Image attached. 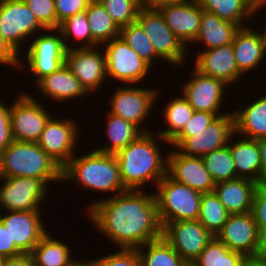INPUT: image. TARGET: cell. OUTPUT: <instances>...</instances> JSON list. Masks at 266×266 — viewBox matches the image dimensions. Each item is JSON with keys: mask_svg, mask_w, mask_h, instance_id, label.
Wrapping results in <instances>:
<instances>
[{"mask_svg": "<svg viewBox=\"0 0 266 266\" xmlns=\"http://www.w3.org/2000/svg\"><path fill=\"white\" fill-rule=\"evenodd\" d=\"M240 29L238 24L220 19L214 13L203 10L200 31L193 43L200 44L201 49L209 50L232 43L235 34Z\"/></svg>", "mask_w": 266, "mask_h": 266, "instance_id": "cell-28", "label": "cell"}, {"mask_svg": "<svg viewBox=\"0 0 266 266\" xmlns=\"http://www.w3.org/2000/svg\"><path fill=\"white\" fill-rule=\"evenodd\" d=\"M0 266H3V258L0 257Z\"/></svg>", "mask_w": 266, "mask_h": 266, "instance_id": "cell-59", "label": "cell"}, {"mask_svg": "<svg viewBox=\"0 0 266 266\" xmlns=\"http://www.w3.org/2000/svg\"><path fill=\"white\" fill-rule=\"evenodd\" d=\"M59 30L62 33L66 49L75 48V44L76 48L99 46L92 38L86 11L67 18L60 24Z\"/></svg>", "mask_w": 266, "mask_h": 266, "instance_id": "cell-35", "label": "cell"}, {"mask_svg": "<svg viewBox=\"0 0 266 266\" xmlns=\"http://www.w3.org/2000/svg\"><path fill=\"white\" fill-rule=\"evenodd\" d=\"M251 214L257 225H266V183L259 184L255 191Z\"/></svg>", "mask_w": 266, "mask_h": 266, "instance_id": "cell-46", "label": "cell"}, {"mask_svg": "<svg viewBox=\"0 0 266 266\" xmlns=\"http://www.w3.org/2000/svg\"><path fill=\"white\" fill-rule=\"evenodd\" d=\"M240 266H266V259L258 256H246Z\"/></svg>", "mask_w": 266, "mask_h": 266, "instance_id": "cell-53", "label": "cell"}, {"mask_svg": "<svg viewBox=\"0 0 266 266\" xmlns=\"http://www.w3.org/2000/svg\"><path fill=\"white\" fill-rule=\"evenodd\" d=\"M175 36L188 48L200 31L203 9L196 0L163 5L158 8Z\"/></svg>", "mask_w": 266, "mask_h": 266, "instance_id": "cell-21", "label": "cell"}, {"mask_svg": "<svg viewBox=\"0 0 266 266\" xmlns=\"http://www.w3.org/2000/svg\"><path fill=\"white\" fill-rule=\"evenodd\" d=\"M194 111L182 94L172 98L162 111L163 121L167 125L166 129L157 131V134L170 142L183 129L186 122L193 116Z\"/></svg>", "mask_w": 266, "mask_h": 266, "instance_id": "cell-32", "label": "cell"}, {"mask_svg": "<svg viewBox=\"0 0 266 266\" xmlns=\"http://www.w3.org/2000/svg\"><path fill=\"white\" fill-rule=\"evenodd\" d=\"M45 29H57L55 0H23Z\"/></svg>", "mask_w": 266, "mask_h": 266, "instance_id": "cell-41", "label": "cell"}, {"mask_svg": "<svg viewBox=\"0 0 266 266\" xmlns=\"http://www.w3.org/2000/svg\"><path fill=\"white\" fill-rule=\"evenodd\" d=\"M1 177H35L49 188L62 182V168L37 143L13 141L3 150Z\"/></svg>", "mask_w": 266, "mask_h": 266, "instance_id": "cell-4", "label": "cell"}, {"mask_svg": "<svg viewBox=\"0 0 266 266\" xmlns=\"http://www.w3.org/2000/svg\"><path fill=\"white\" fill-rule=\"evenodd\" d=\"M163 228L170 222L197 220L202 193L173 180L166 174L154 192Z\"/></svg>", "mask_w": 266, "mask_h": 266, "instance_id": "cell-5", "label": "cell"}, {"mask_svg": "<svg viewBox=\"0 0 266 266\" xmlns=\"http://www.w3.org/2000/svg\"><path fill=\"white\" fill-rule=\"evenodd\" d=\"M50 234L48 231L30 253L34 266H73L78 260L72 258L69 244Z\"/></svg>", "mask_w": 266, "mask_h": 266, "instance_id": "cell-29", "label": "cell"}, {"mask_svg": "<svg viewBox=\"0 0 266 266\" xmlns=\"http://www.w3.org/2000/svg\"><path fill=\"white\" fill-rule=\"evenodd\" d=\"M189 0H139L141 8L158 9L160 6L168 4H177L187 2Z\"/></svg>", "mask_w": 266, "mask_h": 266, "instance_id": "cell-51", "label": "cell"}, {"mask_svg": "<svg viewBox=\"0 0 266 266\" xmlns=\"http://www.w3.org/2000/svg\"><path fill=\"white\" fill-rule=\"evenodd\" d=\"M101 4L120 29L135 23L141 10L139 0H102Z\"/></svg>", "mask_w": 266, "mask_h": 266, "instance_id": "cell-40", "label": "cell"}, {"mask_svg": "<svg viewBox=\"0 0 266 266\" xmlns=\"http://www.w3.org/2000/svg\"><path fill=\"white\" fill-rule=\"evenodd\" d=\"M33 96L21 92L11 103L10 123L14 141L37 143L46 123L53 116L50 109Z\"/></svg>", "mask_w": 266, "mask_h": 266, "instance_id": "cell-11", "label": "cell"}, {"mask_svg": "<svg viewBox=\"0 0 266 266\" xmlns=\"http://www.w3.org/2000/svg\"><path fill=\"white\" fill-rule=\"evenodd\" d=\"M190 73L192 77L186 82L183 80L180 91L191 107L195 111L214 113L217 117L229 113L222 112V102L225 103L224 95L228 85L220 79L200 73L195 68Z\"/></svg>", "mask_w": 266, "mask_h": 266, "instance_id": "cell-16", "label": "cell"}, {"mask_svg": "<svg viewBox=\"0 0 266 266\" xmlns=\"http://www.w3.org/2000/svg\"><path fill=\"white\" fill-rule=\"evenodd\" d=\"M258 185L249 179L236 178L216 183L214 193L230 214L246 213L251 212Z\"/></svg>", "mask_w": 266, "mask_h": 266, "instance_id": "cell-26", "label": "cell"}, {"mask_svg": "<svg viewBox=\"0 0 266 266\" xmlns=\"http://www.w3.org/2000/svg\"><path fill=\"white\" fill-rule=\"evenodd\" d=\"M44 30L23 0H0V35L18 55L21 46Z\"/></svg>", "mask_w": 266, "mask_h": 266, "instance_id": "cell-9", "label": "cell"}, {"mask_svg": "<svg viewBox=\"0 0 266 266\" xmlns=\"http://www.w3.org/2000/svg\"><path fill=\"white\" fill-rule=\"evenodd\" d=\"M257 99L248 106L232 109L236 135L253 140L266 137V94Z\"/></svg>", "mask_w": 266, "mask_h": 266, "instance_id": "cell-27", "label": "cell"}, {"mask_svg": "<svg viewBox=\"0 0 266 266\" xmlns=\"http://www.w3.org/2000/svg\"><path fill=\"white\" fill-rule=\"evenodd\" d=\"M85 11L92 38L99 46L119 36L120 28L111 19L101 2H89Z\"/></svg>", "mask_w": 266, "mask_h": 266, "instance_id": "cell-34", "label": "cell"}, {"mask_svg": "<svg viewBox=\"0 0 266 266\" xmlns=\"http://www.w3.org/2000/svg\"><path fill=\"white\" fill-rule=\"evenodd\" d=\"M102 257L89 259L94 266H141L137 249H118Z\"/></svg>", "mask_w": 266, "mask_h": 266, "instance_id": "cell-42", "label": "cell"}, {"mask_svg": "<svg viewBox=\"0 0 266 266\" xmlns=\"http://www.w3.org/2000/svg\"><path fill=\"white\" fill-rule=\"evenodd\" d=\"M73 182L82 188L101 193L109 192L114 196L127 191L124 187L115 154L101 153L96 150L74 155L62 168V183Z\"/></svg>", "mask_w": 266, "mask_h": 266, "instance_id": "cell-3", "label": "cell"}, {"mask_svg": "<svg viewBox=\"0 0 266 266\" xmlns=\"http://www.w3.org/2000/svg\"><path fill=\"white\" fill-rule=\"evenodd\" d=\"M230 213L226 210L217 195L213 192L201 196L198 221L213 235L224 226Z\"/></svg>", "mask_w": 266, "mask_h": 266, "instance_id": "cell-37", "label": "cell"}, {"mask_svg": "<svg viewBox=\"0 0 266 266\" xmlns=\"http://www.w3.org/2000/svg\"><path fill=\"white\" fill-rule=\"evenodd\" d=\"M194 67L200 73L222 80L228 86L242 80L238 71L233 44L229 43L209 50H197Z\"/></svg>", "mask_w": 266, "mask_h": 266, "instance_id": "cell-22", "label": "cell"}, {"mask_svg": "<svg viewBox=\"0 0 266 266\" xmlns=\"http://www.w3.org/2000/svg\"><path fill=\"white\" fill-rule=\"evenodd\" d=\"M120 86L115 88L112 97L108 101L110 102V110L107 109L106 111L133 123L142 132L152 131L144 124L152 113L153 106L157 101L156 98L160 97V93L162 94V92H159L160 89L158 87H156L157 89H150L144 86H139L141 87L139 88L136 85Z\"/></svg>", "mask_w": 266, "mask_h": 266, "instance_id": "cell-7", "label": "cell"}, {"mask_svg": "<svg viewBox=\"0 0 266 266\" xmlns=\"http://www.w3.org/2000/svg\"><path fill=\"white\" fill-rule=\"evenodd\" d=\"M235 137L239 139L235 140ZM228 147L233 157L237 178H245L263 184V168L257 140L241 138L234 134Z\"/></svg>", "mask_w": 266, "mask_h": 266, "instance_id": "cell-24", "label": "cell"}, {"mask_svg": "<svg viewBox=\"0 0 266 266\" xmlns=\"http://www.w3.org/2000/svg\"><path fill=\"white\" fill-rule=\"evenodd\" d=\"M103 199V200H102ZM89 203L92 226L119 249H138L163 236L154 192L127 190Z\"/></svg>", "mask_w": 266, "mask_h": 266, "instance_id": "cell-1", "label": "cell"}, {"mask_svg": "<svg viewBox=\"0 0 266 266\" xmlns=\"http://www.w3.org/2000/svg\"><path fill=\"white\" fill-rule=\"evenodd\" d=\"M89 2H101L102 0H88Z\"/></svg>", "mask_w": 266, "mask_h": 266, "instance_id": "cell-58", "label": "cell"}, {"mask_svg": "<svg viewBox=\"0 0 266 266\" xmlns=\"http://www.w3.org/2000/svg\"><path fill=\"white\" fill-rule=\"evenodd\" d=\"M3 266H34L30 254H22L16 257L3 258Z\"/></svg>", "mask_w": 266, "mask_h": 266, "instance_id": "cell-49", "label": "cell"}, {"mask_svg": "<svg viewBox=\"0 0 266 266\" xmlns=\"http://www.w3.org/2000/svg\"><path fill=\"white\" fill-rule=\"evenodd\" d=\"M260 148V157L263 168V184L266 183V137L257 140Z\"/></svg>", "mask_w": 266, "mask_h": 266, "instance_id": "cell-52", "label": "cell"}, {"mask_svg": "<svg viewBox=\"0 0 266 266\" xmlns=\"http://www.w3.org/2000/svg\"><path fill=\"white\" fill-rule=\"evenodd\" d=\"M73 266H94V264L88 259L86 261H82V259H78V261Z\"/></svg>", "mask_w": 266, "mask_h": 266, "instance_id": "cell-55", "label": "cell"}, {"mask_svg": "<svg viewBox=\"0 0 266 266\" xmlns=\"http://www.w3.org/2000/svg\"><path fill=\"white\" fill-rule=\"evenodd\" d=\"M245 256L229 250L215 236L190 266H240Z\"/></svg>", "mask_w": 266, "mask_h": 266, "instance_id": "cell-36", "label": "cell"}, {"mask_svg": "<svg viewBox=\"0 0 266 266\" xmlns=\"http://www.w3.org/2000/svg\"><path fill=\"white\" fill-rule=\"evenodd\" d=\"M0 184L2 213L5 210L42 211L41 208L44 206H41V204L44 200H48L46 197L48 191L51 190L35 177H1Z\"/></svg>", "mask_w": 266, "mask_h": 266, "instance_id": "cell-13", "label": "cell"}, {"mask_svg": "<svg viewBox=\"0 0 266 266\" xmlns=\"http://www.w3.org/2000/svg\"><path fill=\"white\" fill-rule=\"evenodd\" d=\"M235 134V118L233 112L218 116L203 132L192 137H174L169 146L178 152L202 157L209 152L228 146L231 137Z\"/></svg>", "mask_w": 266, "mask_h": 266, "instance_id": "cell-12", "label": "cell"}, {"mask_svg": "<svg viewBox=\"0 0 266 266\" xmlns=\"http://www.w3.org/2000/svg\"><path fill=\"white\" fill-rule=\"evenodd\" d=\"M11 104L0 101V149L5 150L14 140L10 123Z\"/></svg>", "mask_w": 266, "mask_h": 266, "instance_id": "cell-45", "label": "cell"}, {"mask_svg": "<svg viewBox=\"0 0 266 266\" xmlns=\"http://www.w3.org/2000/svg\"><path fill=\"white\" fill-rule=\"evenodd\" d=\"M23 253L11 243V238L8 229L5 228L4 224L0 220V257L10 258L22 255Z\"/></svg>", "mask_w": 266, "mask_h": 266, "instance_id": "cell-47", "label": "cell"}, {"mask_svg": "<svg viewBox=\"0 0 266 266\" xmlns=\"http://www.w3.org/2000/svg\"><path fill=\"white\" fill-rule=\"evenodd\" d=\"M235 61L238 71L245 76L248 72L254 71L262 66L266 60V45L261 31L245 26L235 34L232 42Z\"/></svg>", "mask_w": 266, "mask_h": 266, "instance_id": "cell-23", "label": "cell"}, {"mask_svg": "<svg viewBox=\"0 0 266 266\" xmlns=\"http://www.w3.org/2000/svg\"><path fill=\"white\" fill-rule=\"evenodd\" d=\"M105 132L108 142L103 147H96L95 150L101 153L116 154L133 142L143 132L133 123L125 121L123 118L115 116L108 111L105 114Z\"/></svg>", "mask_w": 266, "mask_h": 266, "instance_id": "cell-31", "label": "cell"}, {"mask_svg": "<svg viewBox=\"0 0 266 266\" xmlns=\"http://www.w3.org/2000/svg\"><path fill=\"white\" fill-rule=\"evenodd\" d=\"M89 4L88 0H55V11L57 15V29L67 18L84 12Z\"/></svg>", "mask_w": 266, "mask_h": 266, "instance_id": "cell-44", "label": "cell"}, {"mask_svg": "<svg viewBox=\"0 0 266 266\" xmlns=\"http://www.w3.org/2000/svg\"><path fill=\"white\" fill-rule=\"evenodd\" d=\"M2 167H3V150L0 149V178L2 173Z\"/></svg>", "mask_w": 266, "mask_h": 266, "instance_id": "cell-56", "label": "cell"}, {"mask_svg": "<svg viewBox=\"0 0 266 266\" xmlns=\"http://www.w3.org/2000/svg\"><path fill=\"white\" fill-rule=\"evenodd\" d=\"M257 256L266 259V225H258Z\"/></svg>", "mask_w": 266, "mask_h": 266, "instance_id": "cell-50", "label": "cell"}, {"mask_svg": "<svg viewBox=\"0 0 266 266\" xmlns=\"http://www.w3.org/2000/svg\"><path fill=\"white\" fill-rule=\"evenodd\" d=\"M46 31V32H45ZM51 32V33H50ZM43 34V35H42ZM36 34L26 49V61L20 58L19 67L29 68L37 83L41 78L58 70L65 64L66 47L59 29H46ZM22 60V61H21ZM29 66V67H28Z\"/></svg>", "mask_w": 266, "mask_h": 266, "instance_id": "cell-6", "label": "cell"}, {"mask_svg": "<svg viewBox=\"0 0 266 266\" xmlns=\"http://www.w3.org/2000/svg\"><path fill=\"white\" fill-rule=\"evenodd\" d=\"M215 183L237 178L233 157L228 146L201 157Z\"/></svg>", "mask_w": 266, "mask_h": 266, "instance_id": "cell-38", "label": "cell"}, {"mask_svg": "<svg viewBox=\"0 0 266 266\" xmlns=\"http://www.w3.org/2000/svg\"><path fill=\"white\" fill-rule=\"evenodd\" d=\"M170 148L173 150L168 152L167 174L176 182L202 194L213 192L216 183L205 168L202 158L188 156Z\"/></svg>", "mask_w": 266, "mask_h": 266, "instance_id": "cell-19", "label": "cell"}, {"mask_svg": "<svg viewBox=\"0 0 266 266\" xmlns=\"http://www.w3.org/2000/svg\"><path fill=\"white\" fill-rule=\"evenodd\" d=\"M76 120L52 116L46 123L37 144L63 168L75 155L80 134Z\"/></svg>", "mask_w": 266, "mask_h": 266, "instance_id": "cell-14", "label": "cell"}, {"mask_svg": "<svg viewBox=\"0 0 266 266\" xmlns=\"http://www.w3.org/2000/svg\"><path fill=\"white\" fill-rule=\"evenodd\" d=\"M141 266H189L162 236L137 249Z\"/></svg>", "mask_w": 266, "mask_h": 266, "instance_id": "cell-33", "label": "cell"}, {"mask_svg": "<svg viewBox=\"0 0 266 266\" xmlns=\"http://www.w3.org/2000/svg\"><path fill=\"white\" fill-rule=\"evenodd\" d=\"M163 237L190 266L214 236L197 220H181L168 223Z\"/></svg>", "mask_w": 266, "mask_h": 266, "instance_id": "cell-17", "label": "cell"}, {"mask_svg": "<svg viewBox=\"0 0 266 266\" xmlns=\"http://www.w3.org/2000/svg\"><path fill=\"white\" fill-rule=\"evenodd\" d=\"M215 237L229 250L257 256L258 225L251 212L230 214Z\"/></svg>", "mask_w": 266, "mask_h": 266, "instance_id": "cell-20", "label": "cell"}, {"mask_svg": "<svg viewBox=\"0 0 266 266\" xmlns=\"http://www.w3.org/2000/svg\"><path fill=\"white\" fill-rule=\"evenodd\" d=\"M152 132L154 131L143 132L115 154L120 177L127 190H144L145 185L149 182V184L154 183L153 187L155 188L167 174L168 153L162 155L163 149L160 144L164 142L169 145V142L158 135L156 131V135ZM158 139L161 141L160 143Z\"/></svg>", "mask_w": 266, "mask_h": 266, "instance_id": "cell-2", "label": "cell"}, {"mask_svg": "<svg viewBox=\"0 0 266 266\" xmlns=\"http://www.w3.org/2000/svg\"><path fill=\"white\" fill-rule=\"evenodd\" d=\"M0 64L17 67L19 70L20 56L3 40L0 35Z\"/></svg>", "mask_w": 266, "mask_h": 266, "instance_id": "cell-48", "label": "cell"}, {"mask_svg": "<svg viewBox=\"0 0 266 266\" xmlns=\"http://www.w3.org/2000/svg\"><path fill=\"white\" fill-rule=\"evenodd\" d=\"M200 7L214 13L220 19L238 24L240 27L248 26V20L257 16L259 10L255 9L251 0H196ZM245 22V23H244Z\"/></svg>", "mask_w": 266, "mask_h": 266, "instance_id": "cell-30", "label": "cell"}, {"mask_svg": "<svg viewBox=\"0 0 266 266\" xmlns=\"http://www.w3.org/2000/svg\"><path fill=\"white\" fill-rule=\"evenodd\" d=\"M119 36L151 67L155 60H161L156 55L151 40L137 22L122 27Z\"/></svg>", "mask_w": 266, "mask_h": 266, "instance_id": "cell-39", "label": "cell"}, {"mask_svg": "<svg viewBox=\"0 0 266 266\" xmlns=\"http://www.w3.org/2000/svg\"><path fill=\"white\" fill-rule=\"evenodd\" d=\"M255 9L260 10L266 7V0H251Z\"/></svg>", "mask_w": 266, "mask_h": 266, "instance_id": "cell-54", "label": "cell"}, {"mask_svg": "<svg viewBox=\"0 0 266 266\" xmlns=\"http://www.w3.org/2000/svg\"><path fill=\"white\" fill-rule=\"evenodd\" d=\"M41 211H5L0 220L8 229L11 243L23 253L30 254L48 232Z\"/></svg>", "mask_w": 266, "mask_h": 266, "instance_id": "cell-18", "label": "cell"}, {"mask_svg": "<svg viewBox=\"0 0 266 266\" xmlns=\"http://www.w3.org/2000/svg\"><path fill=\"white\" fill-rule=\"evenodd\" d=\"M265 27H266V26H265ZM260 31H262L261 33H262V35H263L264 43H265V45H266V28H265V29L263 28V30H262V28H261Z\"/></svg>", "mask_w": 266, "mask_h": 266, "instance_id": "cell-57", "label": "cell"}, {"mask_svg": "<svg viewBox=\"0 0 266 266\" xmlns=\"http://www.w3.org/2000/svg\"><path fill=\"white\" fill-rule=\"evenodd\" d=\"M35 85L40 89V93L44 94L43 96L49 97V100H53L55 103H66L68 100L71 103L70 100L88 95L66 64L41 78Z\"/></svg>", "mask_w": 266, "mask_h": 266, "instance_id": "cell-25", "label": "cell"}, {"mask_svg": "<svg viewBox=\"0 0 266 266\" xmlns=\"http://www.w3.org/2000/svg\"><path fill=\"white\" fill-rule=\"evenodd\" d=\"M106 57L107 78L122 85H137L150 75L152 68L120 37L101 46Z\"/></svg>", "mask_w": 266, "mask_h": 266, "instance_id": "cell-10", "label": "cell"}, {"mask_svg": "<svg viewBox=\"0 0 266 266\" xmlns=\"http://www.w3.org/2000/svg\"><path fill=\"white\" fill-rule=\"evenodd\" d=\"M217 116L214 113L194 111L193 116L186 122L183 129L175 137H192L203 130L214 121Z\"/></svg>", "mask_w": 266, "mask_h": 266, "instance_id": "cell-43", "label": "cell"}, {"mask_svg": "<svg viewBox=\"0 0 266 266\" xmlns=\"http://www.w3.org/2000/svg\"><path fill=\"white\" fill-rule=\"evenodd\" d=\"M102 50L101 46L75 47L65 53V64L89 95L101 90L103 82L107 81L106 57Z\"/></svg>", "mask_w": 266, "mask_h": 266, "instance_id": "cell-15", "label": "cell"}, {"mask_svg": "<svg viewBox=\"0 0 266 266\" xmlns=\"http://www.w3.org/2000/svg\"><path fill=\"white\" fill-rule=\"evenodd\" d=\"M136 22L151 40L156 55L168 65H185L188 48L179 40L166 24L158 9L141 8Z\"/></svg>", "mask_w": 266, "mask_h": 266, "instance_id": "cell-8", "label": "cell"}]
</instances>
